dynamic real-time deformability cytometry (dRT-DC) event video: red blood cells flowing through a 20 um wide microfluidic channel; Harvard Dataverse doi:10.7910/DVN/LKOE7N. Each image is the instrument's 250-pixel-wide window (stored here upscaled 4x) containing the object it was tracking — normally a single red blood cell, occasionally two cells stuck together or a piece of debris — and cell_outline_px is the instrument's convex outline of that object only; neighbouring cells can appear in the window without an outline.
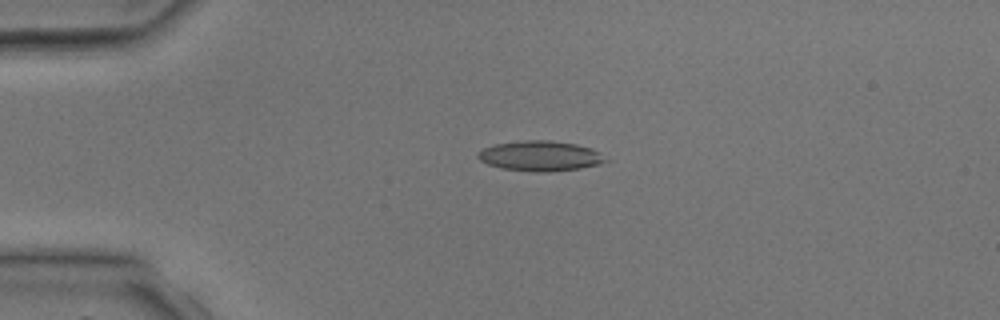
{"species": "common noctule bat (a hibernating species)", "species_latin": "Nyctalus noctula", "temperature_condition": "room temperature", "stored_images_in_passage": 3, "camera_frame_rate_fps": 3000, "um_per_image_px": 0.085, "animal": {"sex": "male", "body_mass_g": 17.9, "forearm_length_mm": 54.2}, "frame": {"image": 1, "passage_image": 2, "time_ms": 1.333, "image_size_px": [1000, 320], "cell_outline_px": [[612, 160], [600, 164], [580, 168], [540, 172], [536, 172], [500, 168], [488, 164], [480, 160], [476, 156], [476, 152], [484, 148], [496, 144], [524, 140], [548, 140], [576, 144], [592, 148], [600, 152]], "centroid_in_image_um": [45.95, 13.25], "position_along_channel_um": 39.0, "area_um2": 22.54}}
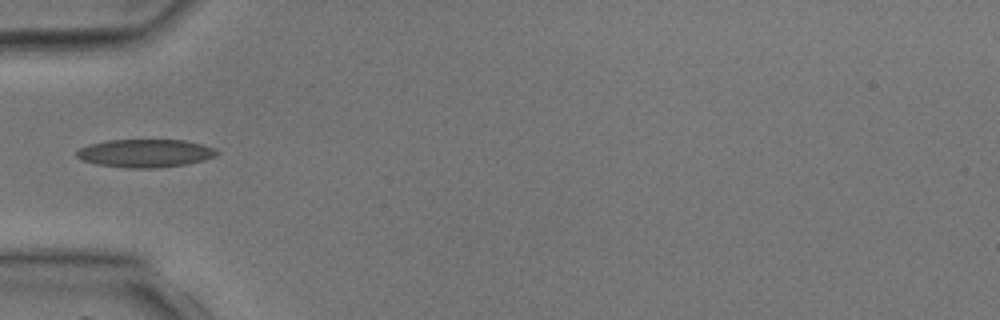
{"frame": {"image": 2, "passage_image": 3, "time_ms": 2.667, "image_size_px": [1000, 320], "cell_outline_px": [[220, 152], [216, 156], [204, 160], [184, 164], [156, 168], [128, 168], [96, 164], [84, 160], [76, 156], [76, 152], [80, 148], [88, 144], [108, 140], [184, 140], [200, 144], [212, 148]], "centroid_in_image_um": [12.33, 13.02], "position_along_channel_um": 72.7, "area_um2": 22.77}}